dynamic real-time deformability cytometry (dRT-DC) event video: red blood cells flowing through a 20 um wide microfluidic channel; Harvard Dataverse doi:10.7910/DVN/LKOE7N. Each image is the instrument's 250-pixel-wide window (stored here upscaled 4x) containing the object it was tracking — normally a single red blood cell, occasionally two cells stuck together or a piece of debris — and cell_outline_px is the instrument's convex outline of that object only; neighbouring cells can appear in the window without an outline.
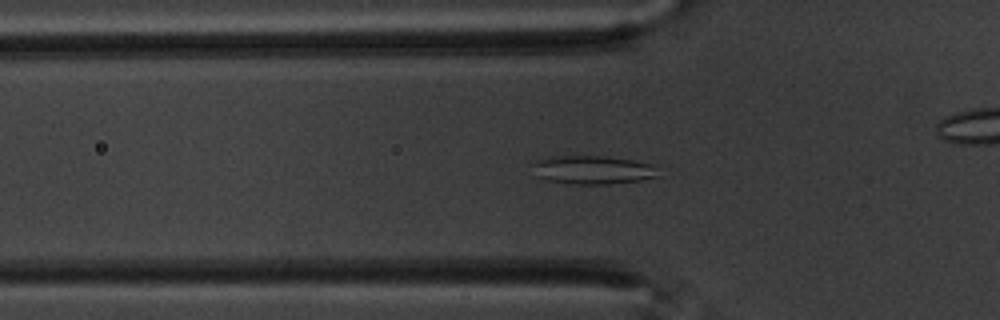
{"species": "common noctule bat (a hibernating species)", "species_latin": "Nyctalus noctula", "temperature_condition": "warm", "stored_images_in_passage": 45, "camera_frame_rate_fps": 3000, "um_per_image_px": 0.085, "animal": {"sex": "male", "body_mass_g": 20.1, "forearm_length_mm": 53.5}, "frame": {"image": 1, "passage_image": 6, "time_ms": 1.667, "image_size_px": [1000, 320], "cell_outline_px": [[656, 176], [640, 180], [608, 184], [572, 184], [548, 180], [532, 176], [532, 160], [548, 156], [604, 156], [632, 160], [648, 164], [652, 168]], "centroid_in_image_um": [50.17, 14.43], "position_along_channel_um": 75.6, "area_um2": 20.81}}
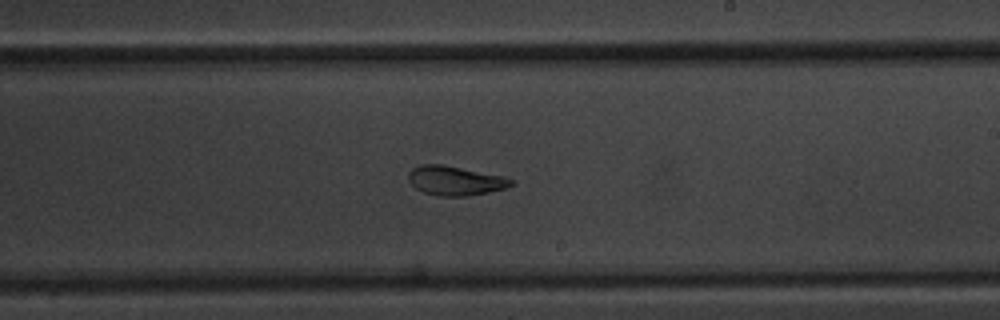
{"frame": {"image": 2, "passage_image": 21, "time_ms": 6.667, "image_size_px": [1000, 320], "cell_outline_px": [[516, 184], [504, 188], [488, 192], [464, 196], [440, 196], [424, 192], [416, 188], [408, 180], [408, 172], [412, 168], [420, 164], [440, 164], [504, 176], [516, 180]], "centroid_in_image_um": [38.7, 15.35], "position_along_channel_um": 250.3, "area_um2": 17.51}}
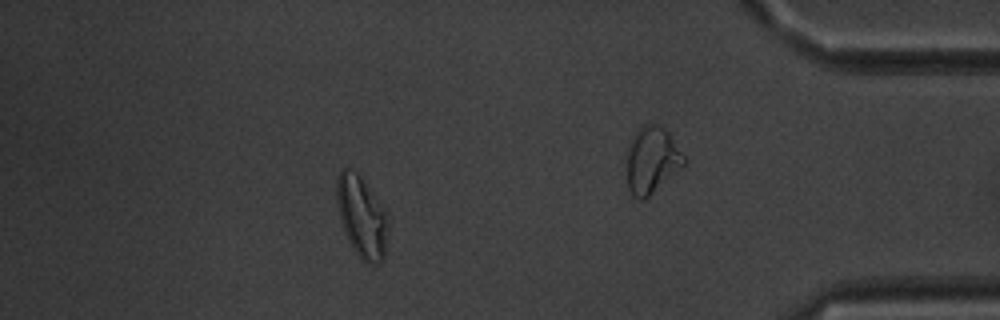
{"frame": {"image": 3, "passage_image": 38, "time_ms": 12.333, "image_size_px": [1000, 320], "cell_outline_px": [[388, 228], [384, 260], [380, 264], [368, 264], [352, 248], [344, 232], [336, 200], [336, 176], [340, 168], [352, 168], [360, 176], [380, 204], [388, 216]], "centroid_in_image_um": [30.73, 18.42], "position_along_channel_um": 404.5, "area_um2": 24.39}, "authors_computed_cell_mechanics": {"area_um2": 18.7272, "velocity_mm_per_s": 3.485, "shape_relaxation_time_tau1_ms": null, "shape_relaxation_time_tau2_ms": 3.2184, "deformation_change_tau1": null, "deformation_change_tau2": 0.0881}}